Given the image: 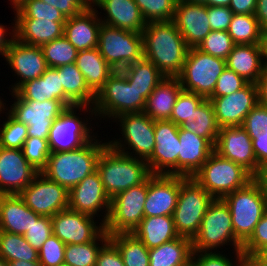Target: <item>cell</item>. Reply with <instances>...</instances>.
Here are the masks:
<instances>
[{"label": "cell", "instance_id": "obj_1", "mask_svg": "<svg viewBox=\"0 0 267 266\" xmlns=\"http://www.w3.org/2000/svg\"><path fill=\"white\" fill-rule=\"evenodd\" d=\"M143 55L166 77H177L189 47L173 20L146 23L142 31Z\"/></svg>", "mask_w": 267, "mask_h": 266}, {"label": "cell", "instance_id": "obj_2", "mask_svg": "<svg viewBox=\"0 0 267 266\" xmlns=\"http://www.w3.org/2000/svg\"><path fill=\"white\" fill-rule=\"evenodd\" d=\"M99 137L102 138L97 134L90 142L75 150L51 152L46 166L40 172L69 191L97 170L98 157L108 145L107 139L104 141Z\"/></svg>", "mask_w": 267, "mask_h": 266}, {"label": "cell", "instance_id": "obj_3", "mask_svg": "<svg viewBox=\"0 0 267 266\" xmlns=\"http://www.w3.org/2000/svg\"><path fill=\"white\" fill-rule=\"evenodd\" d=\"M97 171L110 199L143 183L151 175L146 161L122 154L109 145L98 157Z\"/></svg>", "mask_w": 267, "mask_h": 266}, {"label": "cell", "instance_id": "obj_4", "mask_svg": "<svg viewBox=\"0 0 267 266\" xmlns=\"http://www.w3.org/2000/svg\"><path fill=\"white\" fill-rule=\"evenodd\" d=\"M92 120L96 121L93 106L74 105L67 107L53 121L50 128L48 137L50 151H71L90 142L98 134L94 132L95 128L92 126H95V123L93 125Z\"/></svg>", "mask_w": 267, "mask_h": 266}, {"label": "cell", "instance_id": "obj_5", "mask_svg": "<svg viewBox=\"0 0 267 266\" xmlns=\"http://www.w3.org/2000/svg\"><path fill=\"white\" fill-rule=\"evenodd\" d=\"M241 252L242 243L235 237L231 212L223 199H214L208 206L198 233L192 239L193 252H217L225 246ZM224 247V248H222Z\"/></svg>", "mask_w": 267, "mask_h": 266}, {"label": "cell", "instance_id": "obj_6", "mask_svg": "<svg viewBox=\"0 0 267 266\" xmlns=\"http://www.w3.org/2000/svg\"><path fill=\"white\" fill-rule=\"evenodd\" d=\"M111 122L119 125L122 134L120 138L108 139L112 149L144 161L151 157L155 148V121L144 112H133L121 114Z\"/></svg>", "mask_w": 267, "mask_h": 266}, {"label": "cell", "instance_id": "obj_7", "mask_svg": "<svg viewBox=\"0 0 267 266\" xmlns=\"http://www.w3.org/2000/svg\"><path fill=\"white\" fill-rule=\"evenodd\" d=\"M146 99L129 85L125 75L119 70L107 79L104 86L95 95L93 109L97 121L113 120L124 113L143 112ZM100 118H99V117ZM107 119V120H106Z\"/></svg>", "mask_w": 267, "mask_h": 266}, {"label": "cell", "instance_id": "obj_8", "mask_svg": "<svg viewBox=\"0 0 267 266\" xmlns=\"http://www.w3.org/2000/svg\"><path fill=\"white\" fill-rule=\"evenodd\" d=\"M222 199L230 209L235 237L244 244L267 211L262 188L254 178Z\"/></svg>", "mask_w": 267, "mask_h": 266}, {"label": "cell", "instance_id": "obj_9", "mask_svg": "<svg viewBox=\"0 0 267 266\" xmlns=\"http://www.w3.org/2000/svg\"><path fill=\"white\" fill-rule=\"evenodd\" d=\"M193 179L214 199H222L245 187L254 177L239 164L214 151Z\"/></svg>", "mask_w": 267, "mask_h": 266}, {"label": "cell", "instance_id": "obj_10", "mask_svg": "<svg viewBox=\"0 0 267 266\" xmlns=\"http://www.w3.org/2000/svg\"><path fill=\"white\" fill-rule=\"evenodd\" d=\"M226 60L206 54L196 47L188 49L179 78L182 89L208 99L218 77L226 69Z\"/></svg>", "mask_w": 267, "mask_h": 266}, {"label": "cell", "instance_id": "obj_11", "mask_svg": "<svg viewBox=\"0 0 267 266\" xmlns=\"http://www.w3.org/2000/svg\"><path fill=\"white\" fill-rule=\"evenodd\" d=\"M213 200L193 178L180 176V192L173 213L175 229L179 236L193 239Z\"/></svg>", "mask_w": 267, "mask_h": 266}, {"label": "cell", "instance_id": "obj_12", "mask_svg": "<svg viewBox=\"0 0 267 266\" xmlns=\"http://www.w3.org/2000/svg\"><path fill=\"white\" fill-rule=\"evenodd\" d=\"M101 56L119 71L144 57L141 33L101 24L98 47Z\"/></svg>", "mask_w": 267, "mask_h": 266}, {"label": "cell", "instance_id": "obj_13", "mask_svg": "<svg viewBox=\"0 0 267 266\" xmlns=\"http://www.w3.org/2000/svg\"><path fill=\"white\" fill-rule=\"evenodd\" d=\"M148 178L141 184L120 192L111 199L110 212L104 231L108 235L132 233L144 218Z\"/></svg>", "mask_w": 267, "mask_h": 266}, {"label": "cell", "instance_id": "obj_14", "mask_svg": "<svg viewBox=\"0 0 267 266\" xmlns=\"http://www.w3.org/2000/svg\"><path fill=\"white\" fill-rule=\"evenodd\" d=\"M14 101L4 108L19 122L28 127V137L48 139L52 123L67 108L59 100H45L43 102L23 100L16 92L9 93ZM7 105V106H6Z\"/></svg>", "mask_w": 267, "mask_h": 266}, {"label": "cell", "instance_id": "obj_15", "mask_svg": "<svg viewBox=\"0 0 267 266\" xmlns=\"http://www.w3.org/2000/svg\"><path fill=\"white\" fill-rule=\"evenodd\" d=\"M111 199L105 192L100 173L96 170L69 190L68 208L107 222ZM100 213V214H99ZM98 217H102L98 218Z\"/></svg>", "mask_w": 267, "mask_h": 266}, {"label": "cell", "instance_id": "obj_16", "mask_svg": "<svg viewBox=\"0 0 267 266\" xmlns=\"http://www.w3.org/2000/svg\"><path fill=\"white\" fill-rule=\"evenodd\" d=\"M25 204L41 216L53 217L68 209L69 191L39 172L19 194Z\"/></svg>", "mask_w": 267, "mask_h": 266}, {"label": "cell", "instance_id": "obj_17", "mask_svg": "<svg viewBox=\"0 0 267 266\" xmlns=\"http://www.w3.org/2000/svg\"><path fill=\"white\" fill-rule=\"evenodd\" d=\"M179 126L170 120L155 121V148L146 161L151 174L178 176Z\"/></svg>", "mask_w": 267, "mask_h": 266}, {"label": "cell", "instance_id": "obj_18", "mask_svg": "<svg viewBox=\"0 0 267 266\" xmlns=\"http://www.w3.org/2000/svg\"><path fill=\"white\" fill-rule=\"evenodd\" d=\"M3 58L6 65H9L8 68L12 69L10 71L13 77L17 78L8 88L11 93L25 82L41 77L48 68L41 46L25 44L16 39L6 50Z\"/></svg>", "mask_w": 267, "mask_h": 266}, {"label": "cell", "instance_id": "obj_19", "mask_svg": "<svg viewBox=\"0 0 267 266\" xmlns=\"http://www.w3.org/2000/svg\"><path fill=\"white\" fill-rule=\"evenodd\" d=\"M51 219L53 234L65 245L89 243L104 230L100 220L69 208L59 211Z\"/></svg>", "mask_w": 267, "mask_h": 266}, {"label": "cell", "instance_id": "obj_20", "mask_svg": "<svg viewBox=\"0 0 267 266\" xmlns=\"http://www.w3.org/2000/svg\"><path fill=\"white\" fill-rule=\"evenodd\" d=\"M214 151L239 164L253 177L262 171L257 164L252 139L242 126L220 128Z\"/></svg>", "mask_w": 267, "mask_h": 266}, {"label": "cell", "instance_id": "obj_21", "mask_svg": "<svg viewBox=\"0 0 267 266\" xmlns=\"http://www.w3.org/2000/svg\"><path fill=\"white\" fill-rule=\"evenodd\" d=\"M208 99L213 104L220 128L241 126L245 117L258 104V89L255 83H248L232 94Z\"/></svg>", "mask_w": 267, "mask_h": 266}, {"label": "cell", "instance_id": "obj_22", "mask_svg": "<svg viewBox=\"0 0 267 266\" xmlns=\"http://www.w3.org/2000/svg\"><path fill=\"white\" fill-rule=\"evenodd\" d=\"M38 173L22 149L0 147V195H19Z\"/></svg>", "mask_w": 267, "mask_h": 266}, {"label": "cell", "instance_id": "obj_23", "mask_svg": "<svg viewBox=\"0 0 267 266\" xmlns=\"http://www.w3.org/2000/svg\"><path fill=\"white\" fill-rule=\"evenodd\" d=\"M180 192V176L151 174L144 204V217L173 216Z\"/></svg>", "mask_w": 267, "mask_h": 266}, {"label": "cell", "instance_id": "obj_24", "mask_svg": "<svg viewBox=\"0 0 267 266\" xmlns=\"http://www.w3.org/2000/svg\"><path fill=\"white\" fill-rule=\"evenodd\" d=\"M173 21L189 48L197 47L212 31L207 5L177 0Z\"/></svg>", "mask_w": 267, "mask_h": 266}, {"label": "cell", "instance_id": "obj_25", "mask_svg": "<svg viewBox=\"0 0 267 266\" xmlns=\"http://www.w3.org/2000/svg\"><path fill=\"white\" fill-rule=\"evenodd\" d=\"M93 8L97 10L101 22L105 25L137 33H142L146 26V21L134 0H95ZM98 9L103 10V13H99Z\"/></svg>", "mask_w": 267, "mask_h": 266}, {"label": "cell", "instance_id": "obj_26", "mask_svg": "<svg viewBox=\"0 0 267 266\" xmlns=\"http://www.w3.org/2000/svg\"><path fill=\"white\" fill-rule=\"evenodd\" d=\"M178 137L181 144L178 155V176L193 178L214 152V146L207 139L182 126H179Z\"/></svg>", "mask_w": 267, "mask_h": 266}, {"label": "cell", "instance_id": "obj_27", "mask_svg": "<svg viewBox=\"0 0 267 266\" xmlns=\"http://www.w3.org/2000/svg\"><path fill=\"white\" fill-rule=\"evenodd\" d=\"M101 24L97 10L86 8L79 15L66 19L63 36L78 52L94 49L98 47Z\"/></svg>", "mask_w": 267, "mask_h": 266}, {"label": "cell", "instance_id": "obj_28", "mask_svg": "<svg viewBox=\"0 0 267 266\" xmlns=\"http://www.w3.org/2000/svg\"><path fill=\"white\" fill-rule=\"evenodd\" d=\"M40 216L19 195H0V231L24 235Z\"/></svg>", "mask_w": 267, "mask_h": 266}, {"label": "cell", "instance_id": "obj_29", "mask_svg": "<svg viewBox=\"0 0 267 266\" xmlns=\"http://www.w3.org/2000/svg\"><path fill=\"white\" fill-rule=\"evenodd\" d=\"M15 92L23 100H59L66 107L74 106L64 94L58 68L48 67L41 77L25 82Z\"/></svg>", "mask_w": 267, "mask_h": 266}, {"label": "cell", "instance_id": "obj_30", "mask_svg": "<svg viewBox=\"0 0 267 266\" xmlns=\"http://www.w3.org/2000/svg\"><path fill=\"white\" fill-rule=\"evenodd\" d=\"M226 66L247 82L256 84L264 69L261 45L235 44Z\"/></svg>", "mask_w": 267, "mask_h": 266}, {"label": "cell", "instance_id": "obj_31", "mask_svg": "<svg viewBox=\"0 0 267 266\" xmlns=\"http://www.w3.org/2000/svg\"><path fill=\"white\" fill-rule=\"evenodd\" d=\"M182 90L178 77L165 76L146 99L143 112L153 121L169 120Z\"/></svg>", "mask_w": 267, "mask_h": 266}, {"label": "cell", "instance_id": "obj_32", "mask_svg": "<svg viewBox=\"0 0 267 266\" xmlns=\"http://www.w3.org/2000/svg\"><path fill=\"white\" fill-rule=\"evenodd\" d=\"M15 39L29 45L42 46L63 36L65 22L52 19H13Z\"/></svg>", "mask_w": 267, "mask_h": 266}, {"label": "cell", "instance_id": "obj_33", "mask_svg": "<svg viewBox=\"0 0 267 266\" xmlns=\"http://www.w3.org/2000/svg\"><path fill=\"white\" fill-rule=\"evenodd\" d=\"M75 64L95 95L115 71L101 56L98 48L79 51Z\"/></svg>", "mask_w": 267, "mask_h": 266}, {"label": "cell", "instance_id": "obj_34", "mask_svg": "<svg viewBox=\"0 0 267 266\" xmlns=\"http://www.w3.org/2000/svg\"><path fill=\"white\" fill-rule=\"evenodd\" d=\"M134 234L148 248H156L179 237L173 216L144 217L133 230Z\"/></svg>", "mask_w": 267, "mask_h": 266}, {"label": "cell", "instance_id": "obj_35", "mask_svg": "<svg viewBox=\"0 0 267 266\" xmlns=\"http://www.w3.org/2000/svg\"><path fill=\"white\" fill-rule=\"evenodd\" d=\"M192 239L179 236L149 249V266H191Z\"/></svg>", "mask_w": 267, "mask_h": 266}, {"label": "cell", "instance_id": "obj_36", "mask_svg": "<svg viewBox=\"0 0 267 266\" xmlns=\"http://www.w3.org/2000/svg\"><path fill=\"white\" fill-rule=\"evenodd\" d=\"M120 71L127 78L129 85H133L145 99L148 98L157 84L165 78L163 73L151 61L144 57L129 64Z\"/></svg>", "mask_w": 267, "mask_h": 266}, {"label": "cell", "instance_id": "obj_37", "mask_svg": "<svg viewBox=\"0 0 267 266\" xmlns=\"http://www.w3.org/2000/svg\"><path fill=\"white\" fill-rule=\"evenodd\" d=\"M58 76L65 96L74 105L93 106L95 94L85 83L84 76L75 63L58 67Z\"/></svg>", "mask_w": 267, "mask_h": 266}, {"label": "cell", "instance_id": "obj_38", "mask_svg": "<svg viewBox=\"0 0 267 266\" xmlns=\"http://www.w3.org/2000/svg\"><path fill=\"white\" fill-rule=\"evenodd\" d=\"M122 255L125 266H149V249L132 233L109 235Z\"/></svg>", "mask_w": 267, "mask_h": 266}, {"label": "cell", "instance_id": "obj_39", "mask_svg": "<svg viewBox=\"0 0 267 266\" xmlns=\"http://www.w3.org/2000/svg\"><path fill=\"white\" fill-rule=\"evenodd\" d=\"M181 126L207 139L215 147L220 127L216 120L213 104L209 99H204L196 108L194 122L183 123Z\"/></svg>", "mask_w": 267, "mask_h": 266}, {"label": "cell", "instance_id": "obj_40", "mask_svg": "<svg viewBox=\"0 0 267 266\" xmlns=\"http://www.w3.org/2000/svg\"><path fill=\"white\" fill-rule=\"evenodd\" d=\"M108 241L109 235L103 230L89 243L68 244L65 247L64 263L69 266H95L99 251Z\"/></svg>", "mask_w": 267, "mask_h": 266}, {"label": "cell", "instance_id": "obj_41", "mask_svg": "<svg viewBox=\"0 0 267 266\" xmlns=\"http://www.w3.org/2000/svg\"><path fill=\"white\" fill-rule=\"evenodd\" d=\"M0 257L6 262L39 261L38 251L21 234L0 231Z\"/></svg>", "mask_w": 267, "mask_h": 266}, {"label": "cell", "instance_id": "obj_42", "mask_svg": "<svg viewBox=\"0 0 267 266\" xmlns=\"http://www.w3.org/2000/svg\"><path fill=\"white\" fill-rule=\"evenodd\" d=\"M227 32L235 44L261 45L262 29L254 14H233Z\"/></svg>", "mask_w": 267, "mask_h": 266}, {"label": "cell", "instance_id": "obj_43", "mask_svg": "<svg viewBox=\"0 0 267 266\" xmlns=\"http://www.w3.org/2000/svg\"><path fill=\"white\" fill-rule=\"evenodd\" d=\"M48 67L58 68L76 62L77 49L64 37L41 46Z\"/></svg>", "mask_w": 267, "mask_h": 266}, {"label": "cell", "instance_id": "obj_44", "mask_svg": "<svg viewBox=\"0 0 267 266\" xmlns=\"http://www.w3.org/2000/svg\"><path fill=\"white\" fill-rule=\"evenodd\" d=\"M1 113H5L6 118L0 124V147L22 149L28 138V127L16 120L4 107Z\"/></svg>", "mask_w": 267, "mask_h": 266}, {"label": "cell", "instance_id": "obj_45", "mask_svg": "<svg viewBox=\"0 0 267 266\" xmlns=\"http://www.w3.org/2000/svg\"><path fill=\"white\" fill-rule=\"evenodd\" d=\"M14 19H52L54 22H66V17L56 8L41 0H25L13 10Z\"/></svg>", "mask_w": 267, "mask_h": 266}, {"label": "cell", "instance_id": "obj_46", "mask_svg": "<svg viewBox=\"0 0 267 266\" xmlns=\"http://www.w3.org/2000/svg\"><path fill=\"white\" fill-rule=\"evenodd\" d=\"M204 99L203 96L182 90L176 99L169 120L177 126L194 122L196 108Z\"/></svg>", "mask_w": 267, "mask_h": 266}, {"label": "cell", "instance_id": "obj_47", "mask_svg": "<svg viewBox=\"0 0 267 266\" xmlns=\"http://www.w3.org/2000/svg\"><path fill=\"white\" fill-rule=\"evenodd\" d=\"M146 21L173 20L177 0H134Z\"/></svg>", "mask_w": 267, "mask_h": 266}, {"label": "cell", "instance_id": "obj_48", "mask_svg": "<svg viewBox=\"0 0 267 266\" xmlns=\"http://www.w3.org/2000/svg\"><path fill=\"white\" fill-rule=\"evenodd\" d=\"M234 46L235 43L227 31L212 30L196 48L206 54L226 60Z\"/></svg>", "mask_w": 267, "mask_h": 266}, {"label": "cell", "instance_id": "obj_49", "mask_svg": "<svg viewBox=\"0 0 267 266\" xmlns=\"http://www.w3.org/2000/svg\"><path fill=\"white\" fill-rule=\"evenodd\" d=\"M24 157L37 170L41 171L51 154L48 139L28 137L22 147Z\"/></svg>", "mask_w": 267, "mask_h": 266}, {"label": "cell", "instance_id": "obj_50", "mask_svg": "<svg viewBox=\"0 0 267 266\" xmlns=\"http://www.w3.org/2000/svg\"><path fill=\"white\" fill-rule=\"evenodd\" d=\"M223 252H193L191 266H236L244 257L242 252L232 251L233 256H227L226 252Z\"/></svg>", "mask_w": 267, "mask_h": 266}, {"label": "cell", "instance_id": "obj_51", "mask_svg": "<svg viewBox=\"0 0 267 266\" xmlns=\"http://www.w3.org/2000/svg\"><path fill=\"white\" fill-rule=\"evenodd\" d=\"M66 245L54 234L51 235L38 251L39 263L43 266H59L64 263Z\"/></svg>", "mask_w": 267, "mask_h": 266}, {"label": "cell", "instance_id": "obj_52", "mask_svg": "<svg viewBox=\"0 0 267 266\" xmlns=\"http://www.w3.org/2000/svg\"><path fill=\"white\" fill-rule=\"evenodd\" d=\"M51 235H53L51 217L40 216L23 236L37 251H39L44 242Z\"/></svg>", "mask_w": 267, "mask_h": 266}, {"label": "cell", "instance_id": "obj_53", "mask_svg": "<svg viewBox=\"0 0 267 266\" xmlns=\"http://www.w3.org/2000/svg\"><path fill=\"white\" fill-rule=\"evenodd\" d=\"M248 83L243 77L226 67L218 77L215 89L210 97H222L232 94L245 87Z\"/></svg>", "mask_w": 267, "mask_h": 266}, {"label": "cell", "instance_id": "obj_54", "mask_svg": "<svg viewBox=\"0 0 267 266\" xmlns=\"http://www.w3.org/2000/svg\"><path fill=\"white\" fill-rule=\"evenodd\" d=\"M267 246V211L257 223L253 234L242 245L244 257H253L260 249Z\"/></svg>", "mask_w": 267, "mask_h": 266}, {"label": "cell", "instance_id": "obj_55", "mask_svg": "<svg viewBox=\"0 0 267 266\" xmlns=\"http://www.w3.org/2000/svg\"><path fill=\"white\" fill-rule=\"evenodd\" d=\"M241 126L251 139H256L261 132L267 129V108L257 104L245 117Z\"/></svg>", "mask_w": 267, "mask_h": 266}, {"label": "cell", "instance_id": "obj_56", "mask_svg": "<svg viewBox=\"0 0 267 266\" xmlns=\"http://www.w3.org/2000/svg\"><path fill=\"white\" fill-rule=\"evenodd\" d=\"M207 15L211 30L227 31L233 17V12L225 6H207Z\"/></svg>", "mask_w": 267, "mask_h": 266}, {"label": "cell", "instance_id": "obj_57", "mask_svg": "<svg viewBox=\"0 0 267 266\" xmlns=\"http://www.w3.org/2000/svg\"><path fill=\"white\" fill-rule=\"evenodd\" d=\"M95 266H125L122 255L109 240L99 251Z\"/></svg>", "mask_w": 267, "mask_h": 266}, {"label": "cell", "instance_id": "obj_58", "mask_svg": "<svg viewBox=\"0 0 267 266\" xmlns=\"http://www.w3.org/2000/svg\"><path fill=\"white\" fill-rule=\"evenodd\" d=\"M58 9L66 18L79 15L87 7L80 0H41Z\"/></svg>", "mask_w": 267, "mask_h": 266}, {"label": "cell", "instance_id": "obj_59", "mask_svg": "<svg viewBox=\"0 0 267 266\" xmlns=\"http://www.w3.org/2000/svg\"><path fill=\"white\" fill-rule=\"evenodd\" d=\"M252 145L257 164L265 169L267 167V129L261 132L256 139H252Z\"/></svg>", "mask_w": 267, "mask_h": 266}, {"label": "cell", "instance_id": "obj_60", "mask_svg": "<svg viewBox=\"0 0 267 266\" xmlns=\"http://www.w3.org/2000/svg\"><path fill=\"white\" fill-rule=\"evenodd\" d=\"M10 26L11 27H7V25L5 26L3 25V23H0V55H2L1 57L5 55L6 50L11 46L12 42L15 39V22H11Z\"/></svg>", "mask_w": 267, "mask_h": 266}, {"label": "cell", "instance_id": "obj_61", "mask_svg": "<svg viewBox=\"0 0 267 266\" xmlns=\"http://www.w3.org/2000/svg\"><path fill=\"white\" fill-rule=\"evenodd\" d=\"M257 0H231L229 8L233 14H254Z\"/></svg>", "mask_w": 267, "mask_h": 266}, {"label": "cell", "instance_id": "obj_62", "mask_svg": "<svg viewBox=\"0 0 267 266\" xmlns=\"http://www.w3.org/2000/svg\"><path fill=\"white\" fill-rule=\"evenodd\" d=\"M256 85L258 89V104L267 108V67H264Z\"/></svg>", "mask_w": 267, "mask_h": 266}, {"label": "cell", "instance_id": "obj_63", "mask_svg": "<svg viewBox=\"0 0 267 266\" xmlns=\"http://www.w3.org/2000/svg\"><path fill=\"white\" fill-rule=\"evenodd\" d=\"M254 15L261 29H267V0H257Z\"/></svg>", "mask_w": 267, "mask_h": 266}, {"label": "cell", "instance_id": "obj_64", "mask_svg": "<svg viewBox=\"0 0 267 266\" xmlns=\"http://www.w3.org/2000/svg\"><path fill=\"white\" fill-rule=\"evenodd\" d=\"M254 178L262 188L267 207V171L265 169H262V171L258 173Z\"/></svg>", "mask_w": 267, "mask_h": 266}, {"label": "cell", "instance_id": "obj_65", "mask_svg": "<svg viewBox=\"0 0 267 266\" xmlns=\"http://www.w3.org/2000/svg\"><path fill=\"white\" fill-rule=\"evenodd\" d=\"M261 48L264 67H267V29L262 30Z\"/></svg>", "mask_w": 267, "mask_h": 266}, {"label": "cell", "instance_id": "obj_66", "mask_svg": "<svg viewBox=\"0 0 267 266\" xmlns=\"http://www.w3.org/2000/svg\"><path fill=\"white\" fill-rule=\"evenodd\" d=\"M262 266H267V246L260 249L253 256Z\"/></svg>", "mask_w": 267, "mask_h": 266}, {"label": "cell", "instance_id": "obj_67", "mask_svg": "<svg viewBox=\"0 0 267 266\" xmlns=\"http://www.w3.org/2000/svg\"><path fill=\"white\" fill-rule=\"evenodd\" d=\"M9 266H43L39 263V261L36 262H27L24 260H15L8 262Z\"/></svg>", "mask_w": 267, "mask_h": 266}, {"label": "cell", "instance_id": "obj_68", "mask_svg": "<svg viewBox=\"0 0 267 266\" xmlns=\"http://www.w3.org/2000/svg\"><path fill=\"white\" fill-rule=\"evenodd\" d=\"M236 266H259V262L254 257H243Z\"/></svg>", "mask_w": 267, "mask_h": 266}, {"label": "cell", "instance_id": "obj_69", "mask_svg": "<svg viewBox=\"0 0 267 266\" xmlns=\"http://www.w3.org/2000/svg\"><path fill=\"white\" fill-rule=\"evenodd\" d=\"M231 0H208L207 6H225L229 7Z\"/></svg>", "mask_w": 267, "mask_h": 266}, {"label": "cell", "instance_id": "obj_70", "mask_svg": "<svg viewBox=\"0 0 267 266\" xmlns=\"http://www.w3.org/2000/svg\"><path fill=\"white\" fill-rule=\"evenodd\" d=\"M10 1L11 8L14 10L18 8L25 0H8Z\"/></svg>", "mask_w": 267, "mask_h": 266}, {"label": "cell", "instance_id": "obj_71", "mask_svg": "<svg viewBox=\"0 0 267 266\" xmlns=\"http://www.w3.org/2000/svg\"><path fill=\"white\" fill-rule=\"evenodd\" d=\"M87 8L94 6L95 0H80Z\"/></svg>", "mask_w": 267, "mask_h": 266}, {"label": "cell", "instance_id": "obj_72", "mask_svg": "<svg viewBox=\"0 0 267 266\" xmlns=\"http://www.w3.org/2000/svg\"><path fill=\"white\" fill-rule=\"evenodd\" d=\"M189 3H195V4H203V5H207V1L208 0H183Z\"/></svg>", "mask_w": 267, "mask_h": 266}, {"label": "cell", "instance_id": "obj_73", "mask_svg": "<svg viewBox=\"0 0 267 266\" xmlns=\"http://www.w3.org/2000/svg\"><path fill=\"white\" fill-rule=\"evenodd\" d=\"M4 101L6 102L7 100H4V99L2 98V96H0V114H1V109L4 107ZM0 117L3 118V116H1V115H0Z\"/></svg>", "mask_w": 267, "mask_h": 266}, {"label": "cell", "instance_id": "obj_74", "mask_svg": "<svg viewBox=\"0 0 267 266\" xmlns=\"http://www.w3.org/2000/svg\"><path fill=\"white\" fill-rule=\"evenodd\" d=\"M0 266H9L8 262H6L4 259L0 257Z\"/></svg>", "mask_w": 267, "mask_h": 266}, {"label": "cell", "instance_id": "obj_75", "mask_svg": "<svg viewBox=\"0 0 267 266\" xmlns=\"http://www.w3.org/2000/svg\"><path fill=\"white\" fill-rule=\"evenodd\" d=\"M59 266H69V265H67V264L63 263V264H61V265H59Z\"/></svg>", "mask_w": 267, "mask_h": 266}]
</instances>
